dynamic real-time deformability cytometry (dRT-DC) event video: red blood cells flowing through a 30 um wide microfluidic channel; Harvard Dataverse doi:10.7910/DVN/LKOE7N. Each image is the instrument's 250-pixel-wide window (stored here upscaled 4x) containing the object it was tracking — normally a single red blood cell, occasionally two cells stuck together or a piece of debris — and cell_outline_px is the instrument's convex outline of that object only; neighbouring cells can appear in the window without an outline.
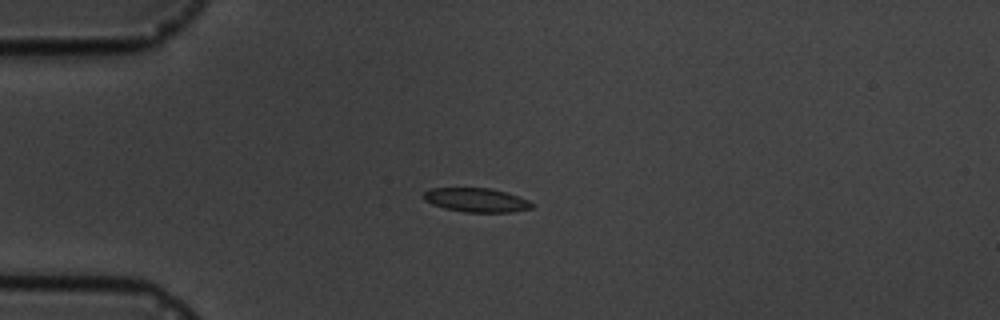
{"species": "common noctule bat (a hibernating species)", "species_latin": "Nyctalus noctula", "temperature_condition": "cold", "stored_images_in_passage": 9, "camera_frame_rate_fps": 3000, "um_per_image_px": 0.085, "animal": {"sex": "male", "body_mass_g": 19.5, "forearm_length_mm": 54.6}, "frame": {"image": 1, "passage_image": 3, "time_ms": 3.0, "image_size_px": [1000, 320], "cell_outline_px": [[532, 208], [512, 212], [464, 212], [444, 208], [432, 204], [424, 200], [424, 192], [432, 188], [492, 188], [528, 200], [532, 204]], "centroid_in_image_um": [40.46, 17.01], "position_along_channel_um": 44.5, "area_um2": 14.97}}
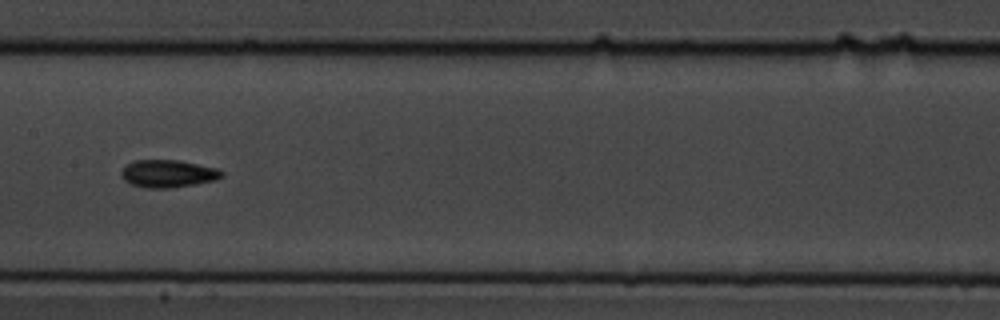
{"frame": {"image": 2, "passage_image": 7, "time_ms": 7.667, "image_size_px": [1000, 320], "cell_outline_px": [[224, 176], [216, 180], [196, 184], [168, 188], [148, 188], [132, 184], [124, 180], [120, 176], [120, 172], [128, 164], [136, 160], [180, 160], [220, 168], [224, 172]], "centroid_in_image_um": [14.34, 14.75], "position_along_channel_um": 193.1, "area_um2": 16.3}}
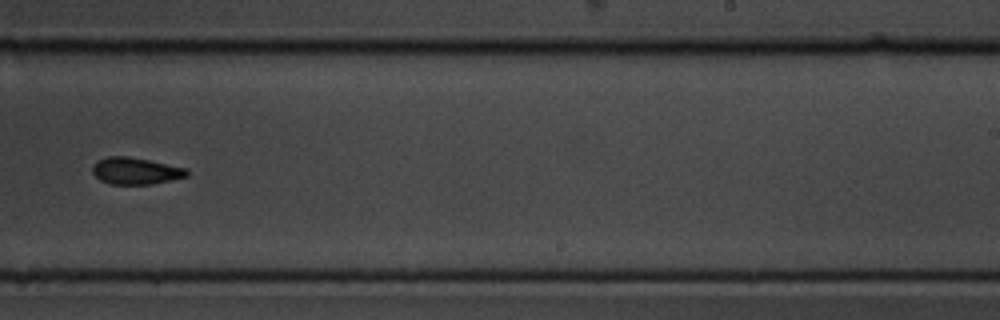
{"frame": {"image": 3, "passage_image": 9, "time_ms": 10.0, "image_size_px": [1000, 320], "cell_outline_px": [[188, 176], [172, 180], [152, 184], [108, 184], [100, 180], [92, 172], [92, 164], [96, 160], [108, 156], [128, 156], [188, 168]], "centroid_in_image_um": [11.51, 14.52], "position_along_channel_um": 277.5, "area_um2": 14.91}}